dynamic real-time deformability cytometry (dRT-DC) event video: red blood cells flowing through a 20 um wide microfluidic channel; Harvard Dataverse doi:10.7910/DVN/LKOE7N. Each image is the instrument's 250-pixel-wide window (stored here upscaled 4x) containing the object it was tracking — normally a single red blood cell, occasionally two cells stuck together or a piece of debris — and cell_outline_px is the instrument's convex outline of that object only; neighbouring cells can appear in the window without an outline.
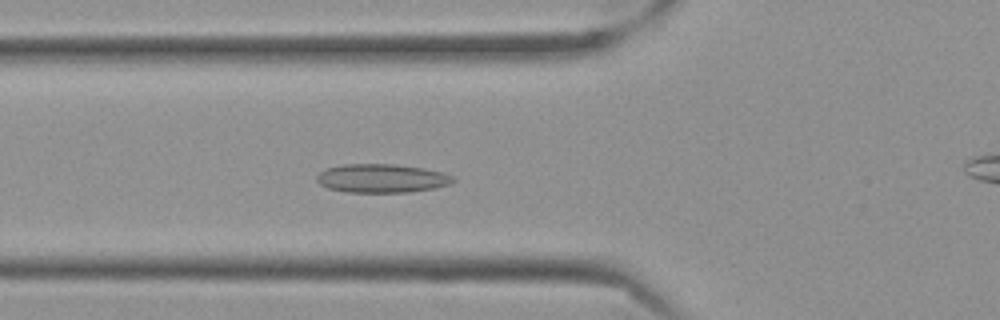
{"species": "Egyptian fruit bat (a non-hibernating species)", "species_latin": "Rousettus aegyptiacus", "temperature_condition": "cold", "stored_images_in_passage": 58, "camera_frame_rate_fps": 3000, "um_per_image_px": 0.085, "frame": {"image": 1, "passage_image": 21, "time_ms": 6.667, "image_size_px": [1000, 320], "cell_outline_px": [[456, 180], [448, 184], [432, 188], [412, 192], [348, 192], [328, 188], [320, 184], [316, 180], [316, 176], [320, 172], [328, 168], [344, 164], [392, 164], [424, 168], [440, 172], [452, 176]], "centroid_in_image_um": [32.42, 15.16], "position_along_channel_um": 93.4, "area_um2": 22.54}}
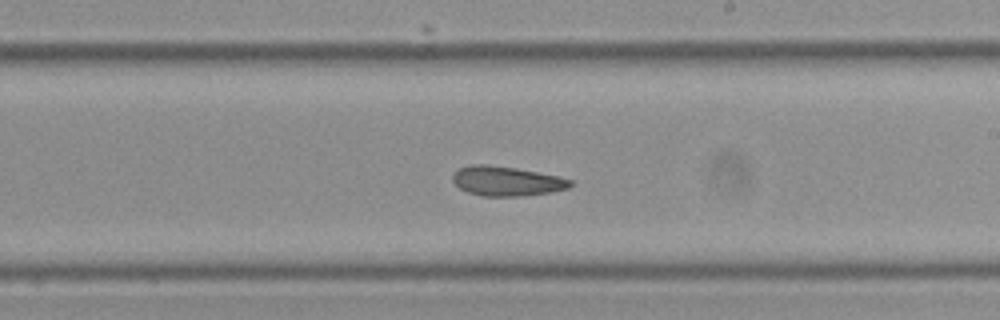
{"frame": {"image": 2, "passage_image": 34, "time_ms": 11.0, "image_size_px": [1000, 320], "cell_outline_px": [[572, 184], [568, 188], [548, 192], [520, 196], [484, 196], [468, 192], [460, 188], [452, 180], [452, 176], [460, 168], [472, 164], [484, 164], [516, 168], [556, 176], [572, 180]], "centroid_in_image_um": [43.03, 15.39], "position_along_channel_um": 246.0, "area_um2": 19.88}}
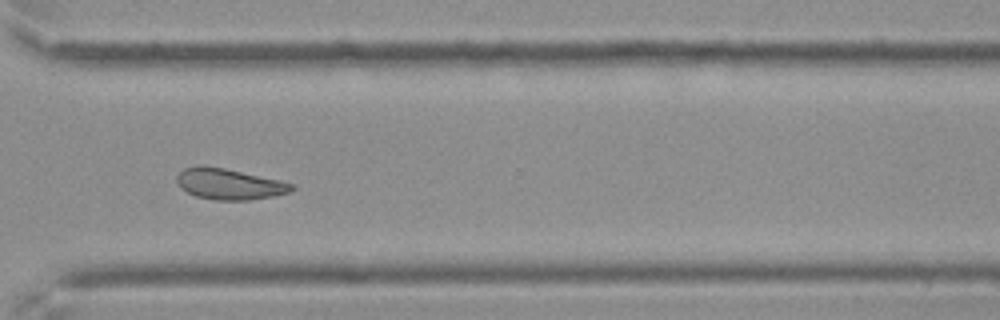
{"frame": {"image": 3, "passage_image": 43, "time_ms": 14.0, "image_size_px": [1000, 320], "cell_outline_px": [[296, 188], [292, 192], [272, 196], [248, 200], [216, 200], [196, 196], [180, 188], [176, 180], [176, 176], [184, 168], [224, 168], [280, 180], [296, 184]], "centroid_in_image_um": [19.56, 15.68], "position_along_channel_um": 351.0, "area_um2": 20.29}}